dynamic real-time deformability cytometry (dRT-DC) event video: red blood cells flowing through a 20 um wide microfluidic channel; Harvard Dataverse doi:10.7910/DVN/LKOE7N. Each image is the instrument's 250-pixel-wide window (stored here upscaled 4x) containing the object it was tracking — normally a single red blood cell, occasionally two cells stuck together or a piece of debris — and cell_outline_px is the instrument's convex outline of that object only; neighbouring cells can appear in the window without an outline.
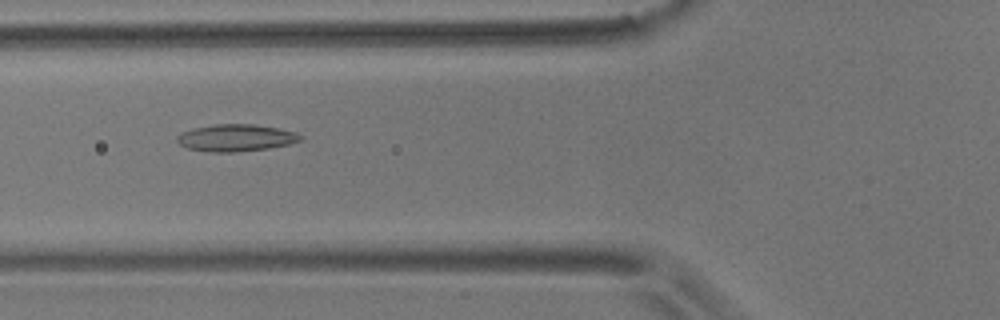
{"species": "common noctule bat (a hibernating species)", "species_latin": "Nyctalus noctula", "temperature_condition": "room temperature", "stored_images_in_passage": 54, "camera_frame_rate_fps": 3000, "um_per_image_px": 0.085, "animal": {"sex": "male", "body_mass_g": 17.9}, "frame": {"image": 1, "passage_image": 19, "time_ms": 6.0, "image_size_px": [1000, 320], "cell_outline_px": [[304, 136], [300, 140], [288, 144], [268, 148], [232, 152], [212, 152], [188, 148], [180, 144], [176, 140], [176, 136], [180, 132], [192, 128], [216, 124], [256, 124], [296, 132]], "centroid_in_image_um": [20.02, 11.7], "position_along_channel_um": 105.8, "area_um2": 19.36}}
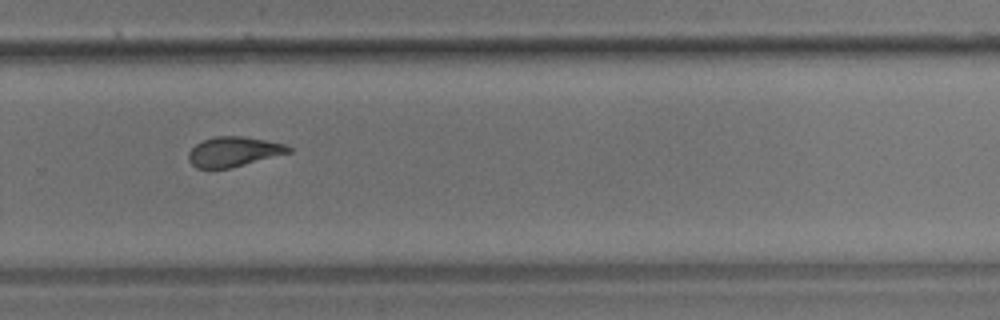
{"frame": {"image": 2, "passage_image": 36, "time_ms": 11.667, "image_size_px": [1000, 320], "cell_outline_px": [[292, 152], [228, 168], [196, 168], [188, 160], [188, 152], [196, 144], [204, 140], [216, 136], [244, 136], [284, 144], [292, 148]], "centroid_in_image_um": [19.84, 12.89], "position_along_channel_um": 310.0, "area_um2": 17.17}}
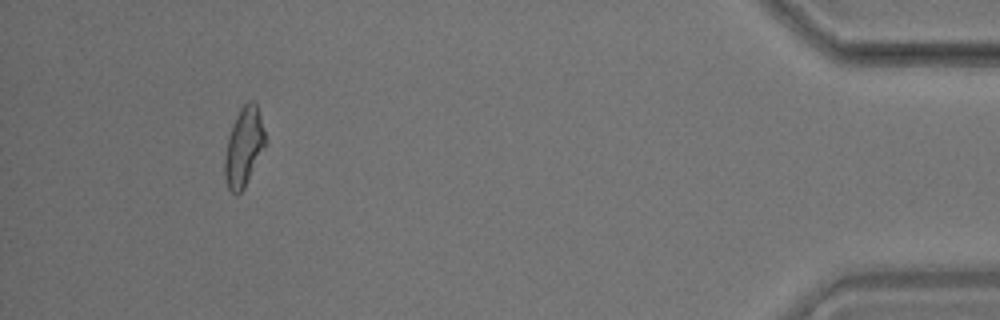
{"frame": {"image": 3, "passage_image": 50, "time_ms": 16.333, "image_size_px": [1000, 320], "cell_outline_px": [[264, 148], [244, 188], [236, 196], [228, 188], [224, 176], [224, 156], [228, 136], [232, 124], [240, 108], [248, 100], [252, 100], [256, 104], [260, 116], [264, 132]], "centroid_in_image_um": [20.69, 12.5], "position_along_channel_um": 414.5, "area_um2": 18.44}, "authors_computed_cell_mechanics": {"area_um2": 18.4382, "velocity_mm_per_s": 3.6054, "shape_relaxation_time_tau1_ms": 5.3328, "shape_relaxation_time_tau2_ms": 2.257, "deformation_change_tau1": 0.1559, "deformation_change_tau2": 0.1024}}